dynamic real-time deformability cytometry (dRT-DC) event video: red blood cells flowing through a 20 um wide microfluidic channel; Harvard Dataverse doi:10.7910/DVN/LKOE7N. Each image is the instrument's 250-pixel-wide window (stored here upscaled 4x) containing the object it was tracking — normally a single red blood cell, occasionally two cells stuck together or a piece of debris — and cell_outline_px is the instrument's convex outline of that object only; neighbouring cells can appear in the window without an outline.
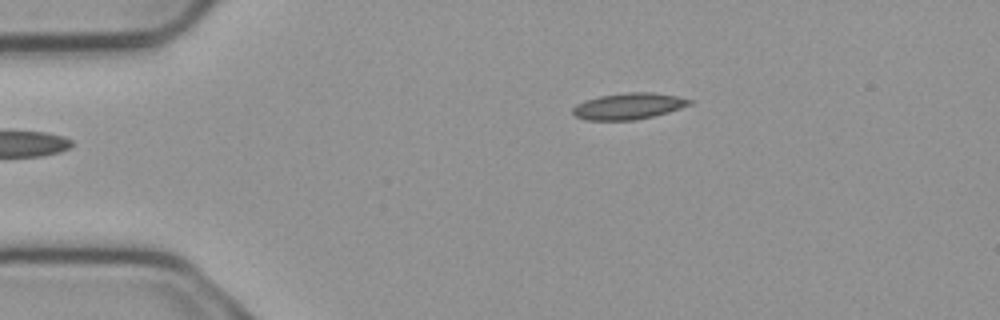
{"species": "common noctule bat (a hibernating species)", "species_latin": "Nyctalus noctula", "temperature_condition": "cold", "stored_images_in_passage": 2, "camera_frame_rate_fps": 3000, "um_per_image_px": 0.085, "animal": {"sex": "male", "body_mass_g": 23.1, "forearm_length_mm": 52.7}, "frame": {"image": 1, "passage_image": 2, "time_ms": 0.333, "image_size_px": [1000, 320], "cell_outline_px": [[692, 104], [668, 112], [636, 120], [588, 120], [576, 116], [572, 112], [572, 108], [576, 104], [584, 100], [600, 96], [624, 92], [652, 92], [676, 96], [692, 100]], "centroid_in_image_um": [53.41, 9.02], "position_along_channel_um": 31.6, "area_um2": 17.86}}